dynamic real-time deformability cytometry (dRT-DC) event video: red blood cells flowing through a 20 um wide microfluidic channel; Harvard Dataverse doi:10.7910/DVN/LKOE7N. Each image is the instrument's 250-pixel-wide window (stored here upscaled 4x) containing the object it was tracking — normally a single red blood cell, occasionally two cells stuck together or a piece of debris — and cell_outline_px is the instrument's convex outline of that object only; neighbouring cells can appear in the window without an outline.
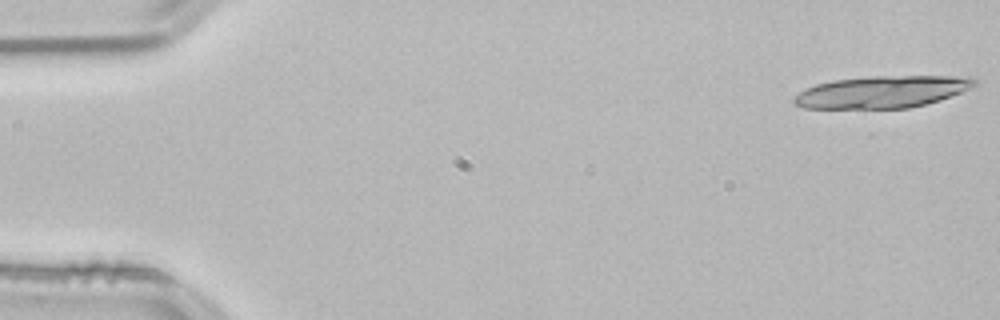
{"species": "common noctule bat (a hibernating species)", "species_latin": "Nyctalus noctula", "temperature_condition": "room temperature", "stored_images_in_passage": 15, "camera_frame_rate_fps": 3000, "um_per_image_px": 0.085, "animal": {"sex": "male", "body_mass_g": 21.5, "forearm_length_mm": 52.0}, "frame": {"image": 1, "passage_image": 1, "time_ms": 0.0, "image_size_px": [1000, 320], "cell_outline_px": [[980, 84], [972, 88], [940, 100], [908, 108], [804, 108], [792, 104], [792, 96], [816, 84], [832, 80], [876, 76], [972, 76]], "centroid_in_image_um": [75.0, 7.8], "position_along_channel_um": 10.0, "area_um2": 33.87}}